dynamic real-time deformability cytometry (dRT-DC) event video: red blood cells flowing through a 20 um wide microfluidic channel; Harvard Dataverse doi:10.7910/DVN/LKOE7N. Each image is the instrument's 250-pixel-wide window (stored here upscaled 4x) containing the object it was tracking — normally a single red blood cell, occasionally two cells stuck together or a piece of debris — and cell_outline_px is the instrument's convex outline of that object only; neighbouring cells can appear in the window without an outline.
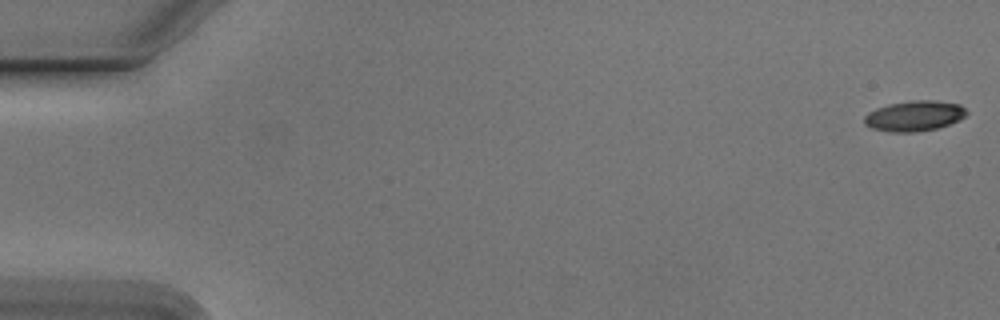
{"species": "Egyptian fruit bat (a non-hibernating species)", "species_latin": "Rousettus aegyptiacus", "temperature_condition": "cold", "stored_images_in_passage": 12, "camera_frame_rate_fps": 3000, "um_per_image_px": 0.085, "animal": {"sex": "male"}, "frame": {"image": 1, "passage_image": 1, "time_ms": 0.0, "image_size_px": [1000, 320], "cell_outline_px": [[968, 112], [960, 120], [936, 128], [916, 132], [888, 132], [872, 128], [864, 124], [864, 116], [868, 112], [876, 108], [888, 104], [912, 100], [932, 100], [960, 104]], "centroid_in_image_um": [77.69, 9.85], "position_along_channel_um": 7.3, "area_um2": 18.15}}